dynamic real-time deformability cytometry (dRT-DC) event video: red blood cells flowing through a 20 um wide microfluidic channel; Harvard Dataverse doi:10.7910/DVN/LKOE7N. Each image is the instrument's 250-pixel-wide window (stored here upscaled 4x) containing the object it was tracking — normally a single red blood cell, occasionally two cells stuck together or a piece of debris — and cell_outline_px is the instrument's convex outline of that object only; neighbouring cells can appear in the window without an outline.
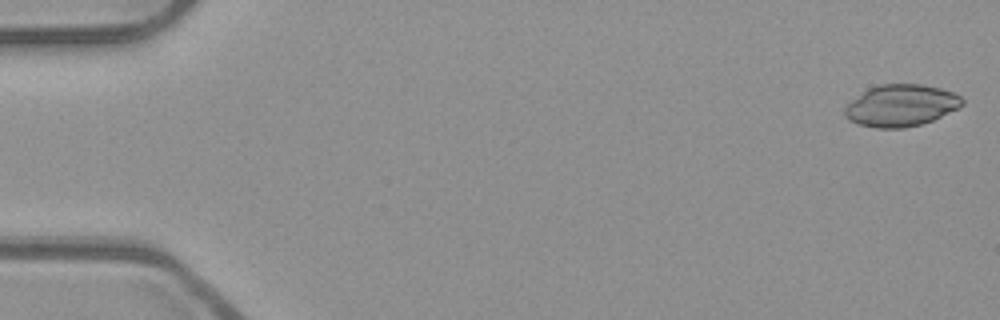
{"species": "common noctule bat (a hibernating species)", "species_latin": "Nyctalus noctula", "temperature_condition": "room temperature", "stored_images_in_passage": 52, "camera_frame_rate_fps": 3000, "um_per_image_px": 0.085, "animal": {"sex": "male", "body_mass_g": 23.1, "forearm_length_mm": 52.7}, "frame": {"image": 1, "passage_image": 1, "time_ms": 0.0, "image_size_px": [1000, 320], "cell_outline_px": [[964, 104], [960, 108], [932, 120], [920, 124], [904, 128], [876, 128], [860, 124], [848, 120], [844, 116], [844, 108], [852, 100], [868, 88], [880, 84], [924, 84], [956, 92], [964, 100]], "centroid_in_image_um": [76.61, 8.96], "position_along_channel_um": 8.4, "area_um2": 28.78}}